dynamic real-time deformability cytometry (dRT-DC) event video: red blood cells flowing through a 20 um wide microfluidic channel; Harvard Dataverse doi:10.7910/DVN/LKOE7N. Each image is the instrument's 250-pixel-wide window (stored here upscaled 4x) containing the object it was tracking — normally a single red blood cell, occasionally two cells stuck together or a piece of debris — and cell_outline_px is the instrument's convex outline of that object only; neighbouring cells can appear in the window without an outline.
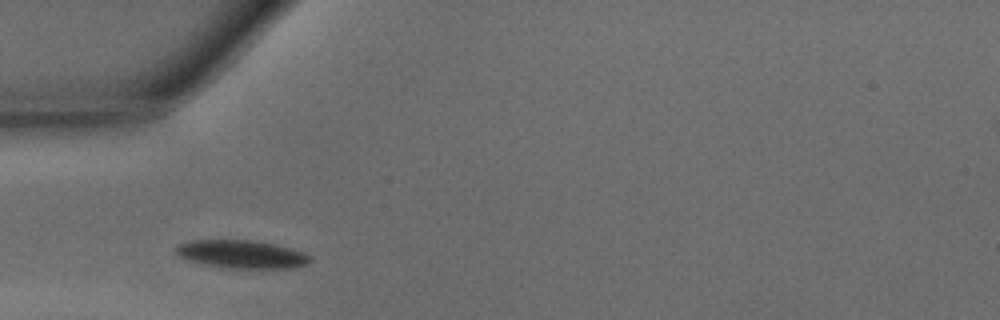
{"species": "common noctule bat (a hibernating species)", "species_latin": "Nyctalus noctula", "temperature_condition": "warm", "stored_images_in_passage": 17, "camera_frame_rate_fps": 3000, "um_per_image_px": 0.085, "animal": {"sex": "male", "body_mass_g": 15.6}, "frame": {"image": 1, "passage_image": 2, "time_ms": 0.333, "image_size_px": [1000, 320], "cell_outline_px": [[312, 260], [308, 264], [296, 268], [228, 268], [200, 264], [180, 256], [176, 252], [176, 248], [180, 244], [188, 240], [252, 240], [276, 244], [292, 248], [304, 252], [312, 256]], "centroid_in_image_um": [20.61, 21.61], "position_along_channel_um": 64.4, "area_um2": 22.2}}
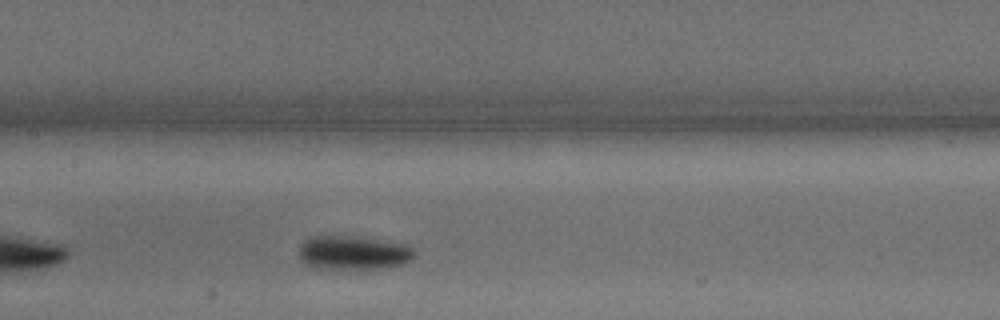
{"frame": {"image": 2, "passage_image": 10, "time_ms": 3.0, "image_size_px": [1000, 320], "cell_outline_px": [[416, 256], [412, 260], [404, 264], [388, 268], [312, 268], [300, 260], [296, 252], [300, 244], [304, 240], [312, 236], [360, 236], [412, 244], [416, 252]], "centroid_in_image_um": [30.08, 21.46], "position_along_channel_um": 177.3, "area_um2": 23.7}}
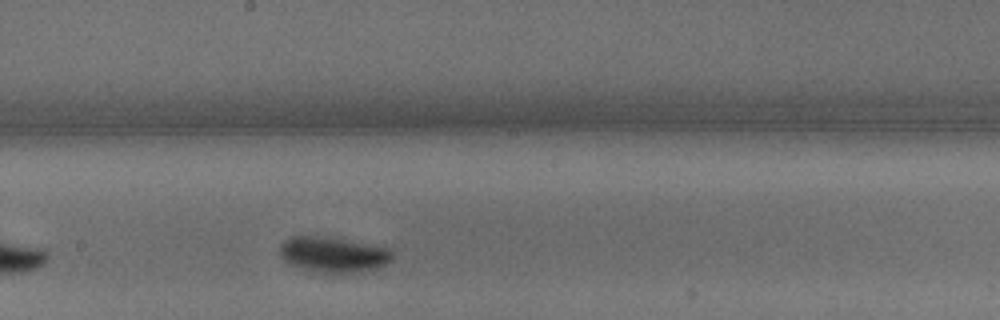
{"frame": {"image": 3, "passage_image": 13, "time_ms": 4.0, "image_size_px": [1000, 320], "cell_outline_px": [[392, 260], [376, 268], [336, 276], [308, 272], [284, 260], [280, 256], [280, 244], [284, 240], [292, 236], [324, 236], [348, 240], [392, 248]], "centroid_in_image_um": [28.31, 21.67], "position_along_channel_um": 219.9, "area_um2": 23.99}}